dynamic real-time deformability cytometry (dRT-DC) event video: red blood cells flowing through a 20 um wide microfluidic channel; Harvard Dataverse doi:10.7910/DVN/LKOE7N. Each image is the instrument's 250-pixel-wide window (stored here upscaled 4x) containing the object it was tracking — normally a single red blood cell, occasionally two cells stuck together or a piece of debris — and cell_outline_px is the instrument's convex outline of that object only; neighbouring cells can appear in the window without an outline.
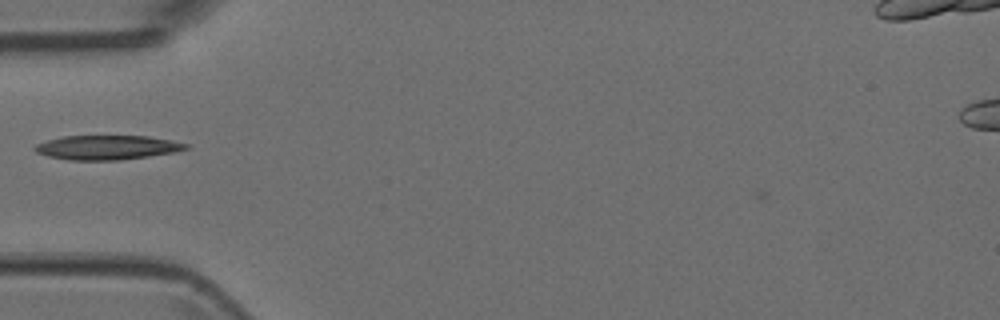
{"species": "Egyptian fruit bat (a non-hibernating species)", "species_latin": "Rousettus aegyptiacus", "temperature_condition": "room temperature", "stored_images_in_passage": 1, "camera_frame_rate_fps": 3000, "um_per_image_px": 0.085, "animal": {"sex": "female"}, "frame": {"image": 1, "passage_image": 1, "time_ms": 0.0, "image_size_px": [1000, 320], "cell_outline_px": [[188, 148], [176, 152], [120, 160], [68, 160], [48, 156], [36, 152], [32, 148], [36, 144], [48, 140], [64, 136], [148, 136], [172, 140], [188, 144]], "centroid_in_image_um": [9.1, 12.53], "position_along_channel_um": 75.9, "area_um2": 21.39}}